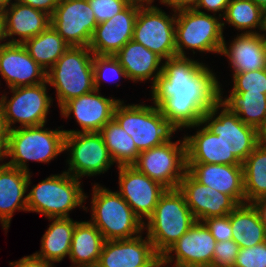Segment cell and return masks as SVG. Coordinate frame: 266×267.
Returning <instances> with one entry per match:
<instances>
[{"label":"cell","instance_id":"cell-26","mask_svg":"<svg viewBox=\"0 0 266 267\" xmlns=\"http://www.w3.org/2000/svg\"><path fill=\"white\" fill-rule=\"evenodd\" d=\"M220 54L228 57L233 73H243L266 68L262 34L241 33L227 47L225 40Z\"/></svg>","mask_w":266,"mask_h":267},{"label":"cell","instance_id":"cell-19","mask_svg":"<svg viewBox=\"0 0 266 267\" xmlns=\"http://www.w3.org/2000/svg\"><path fill=\"white\" fill-rule=\"evenodd\" d=\"M178 189L198 222L226 216L238 206L229 195L199 183L188 171L181 179Z\"/></svg>","mask_w":266,"mask_h":267},{"label":"cell","instance_id":"cell-48","mask_svg":"<svg viewBox=\"0 0 266 267\" xmlns=\"http://www.w3.org/2000/svg\"><path fill=\"white\" fill-rule=\"evenodd\" d=\"M127 1L131 4H136L139 6H152V3L154 2V0H127Z\"/></svg>","mask_w":266,"mask_h":267},{"label":"cell","instance_id":"cell-27","mask_svg":"<svg viewBox=\"0 0 266 267\" xmlns=\"http://www.w3.org/2000/svg\"><path fill=\"white\" fill-rule=\"evenodd\" d=\"M232 240L239 248H248L266 241V227L253 203L238 205L229 214Z\"/></svg>","mask_w":266,"mask_h":267},{"label":"cell","instance_id":"cell-40","mask_svg":"<svg viewBox=\"0 0 266 267\" xmlns=\"http://www.w3.org/2000/svg\"><path fill=\"white\" fill-rule=\"evenodd\" d=\"M239 245L234 240L216 242L212 267H234Z\"/></svg>","mask_w":266,"mask_h":267},{"label":"cell","instance_id":"cell-22","mask_svg":"<svg viewBox=\"0 0 266 267\" xmlns=\"http://www.w3.org/2000/svg\"><path fill=\"white\" fill-rule=\"evenodd\" d=\"M1 16L4 39L12 37V40L7 41V43L23 44L26 40L46 30L51 23V16L47 13L21 4L16 0L1 11ZM14 35L19 36V38H13Z\"/></svg>","mask_w":266,"mask_h":267},{"label":"cell","instance_id":"cell-20","mask_svg":"<svg viewBox=\"0 0 266 267\" xmlns=\"http://www.w3.org/2000/svg\"><path fill=\"white\" fill-rule=\"evenodd\" d=\"M0 75L10 88L47 81V71L29 55L21 43L5 42L0 46Z\"/></svg>","mask_w":266,"mask_h":267},{"label":"cell","instance_id":"cell-41","mask_svg":"<svg viewBox=\"0 0 266 267\" xmlns=\"http://www.w3.org/2000/svg\"><path fill=\"white\" fill-rule=\"evenodd\" d=\"M203 223L210 230L216 242L232 240V226L229 215L208 218Z\"/></svg>","mask_w":266,"mask_h":267},{"label":"cell","instance_id":"cell-11","mask_svg":"<svg viewBox=\"0 0 266 267\" xmlns=\"http://www.w3.org/2000/svg\"><path fill=\"white\" fill-rule=\"evenodd\" d=\"M132 166L167 189H177L187 171L185 139L171 142L170 138L140 152Z\"/></svg>","mask_w":266,"mask_h":267},{"label":"cell","instance_id":"cell-54","mask_svg":"<svg viewBox=\"0 0 266 267\" xmlns=\"http://www.w3.org/2000/svg\"><path fill=\"white\" fill-rule=\"evenodd\" d=\"M263 31L266 32V10L264 11V28Z\"/></svg>","mask_w":266,"mask_h":267},{"label":"cell","instance_id":"cell-21","mask_svg":"<svg viewBox=\"0 0 266 267\" xmlns=\"http://www.w3.org/2000/svg\"><path fill=\"white\" fill-rule=\"evenodd\" d=\"M139 5L129 3L111 19L97 24L88 48L95 55H115L133 39Z\"/></svg>","mask_w":266,"mask_h":267},{"label":"cell","instance_id":"cell-42","mask_svg":"<svg viewBox=\"0 0 266 267\" xmlns=\"http://www.w3.org/2000/svg\"><path fill=\"white\" fill-rule=\"evenodd\" d=\"M229 3L230 0H198L195 6V10L201 11L200 8H204L208 12H215V15L216 12L223 11V14L219 13V17H222L226 12Z\"/></svg>","mask_w":266,"mask_h":267},{"label":"cell","instance_id":"cell-45","mask_svg":"<svg viewBox=\"0 0 266 267\" xmlns=\"http://www.w3.org/2000/svg\"><path fill=\"white\" fill-rule=\"evenodd\" d=\"M198 0H161V4L172 7L174 13L182 10L195 9Z\"/></svg>","mask_w":266,"mask_h":267},{"label":"cell","instance_id":"cell-38","mask_svg":"<svg viewBox=\"0 0 266 267\" xmlns=\"http://www.w3.org/2000/svg\"><path fill=\"white\" fill-rule=\"evenodd\" d=\"M234 267H266V241L248 248H239Z\"/></svg>","mask_w":266,"mask_h":267},{"label":"cell","instance_id":"cell-12","mask_svg":"<svg viewBox=\"0 0 266 267\" xmlns=\"http://www.w3.org/2000/svg\"><path fill=\"white\" fill-rule=\"evenodd\" d=\"M175 23L176 12L171 17L157 6H139L133 40L164 60L176 57Z\"/></svg>","mask_w":266,"mask_h":267},{"label":"cell","instance_id":"cell-35","mask_svg":"<svg viewBox=\"0 0 266 267\" xmlns=\"http://www.w3.org/2000/svg\"><path fill=\"white\" fill-rule=\"evenodd\" d=\"M223 18L237 30L250 29L243 33H258L252 30L264 28V11L251 0H230Z\"/></svg>","mask_w":266,"mask_h":267},{"label":"cell","instance_id":"cell-3","mask_svg":"<svg viewBox=\"0 0 266 267\" xmlns=\"http://www.w3.org/2000/svg\"><path fill=\"white\" fill-rule=\"evenodd\" d=\"M45 124L32 127H18L8 131L6 164L26 171L27 161L48 163L65 151L64 130L45 129Z\"/></svg>","mask_w":266,"mask_h":267},{"label":"cell","instance_id":"cell-53","mask_svg":"<svg viewBox=\"0 0 266 267\" xmlns=\"http://www.w3.org/2000/svg\"><path fill=\"white\" fill-rule=\"evenodd\" d=\"M266 33L262 34V40H263V46H264V52H265V56H266Z\"/></svg>","mask_w":266,"mask_h":267},{"label":"cell","instance_id":"cell-49","mask_svg":"<svg viewBox=\"0 0 266 267\" xmlns=\"http://www.w3.org/2000/svg\"><path fill=\"white\" fill-rule=\"evenodd\" d=\"M259 136L262 142H266V122L261 128V130L259 131Z\"/></svg>","mask_w":266,"mask_h":267},{"label":"cell","instance_id":"cell-4","mask_svg":"<svg viewBox=\"0 0 266 267\" xmlns=\"http://www.w3.org/2000/svg\"><path fill=\"white\" fill-rule=\"evenodd\" d=\"M92 196L90 222L100 231L105 241L131 239L142 233L144 223L118 191L113 192L96 183Z\"/></svg>","mask_w":266,"mask_h":267},{"label":"cell","instance_id":"cell-47","mask_svg":"<svg viewBox=\"0 0 266 267\" xmlns=\"http://www.w3.org/2000/svg\"><path fill=\"white\" fill-rule=\"evenodd\" d=\"M253 204L258 209L262 222L266 227V197L256 200Z\"/></svg>","mask_w":266,"mask_h":267},{"label":"cell","instance_id":"cell-46","mask_svg":"<svg viewBox=\"0 0 266 267\" xmlns=\"http://www.w3.org/2000/svg\"><path fill=\"white\" fill-rule=\"evenodd\" d=\"M7 135L8 130L0 120V161L7 157Z\"/></svg>","mask_w":266,"mask_h":267},{"label":"cell","instance_id":"cell-14","mask_svg":"<svg viewBox=\"0 0 266 267\" xmlns=\"http://www.w3.org/2000/svg\"><path fill=\"white\" fill-rule=\"evenodd\" d=\"M50 25L70 46L88 47L97 22L88 0H61Z\"/></svg>","mask_w":266,"mask_h":267},{"label":"cell","instance_id":"cell-13","mask_svg":"<svg viewBox=\"0 0 266 267\" xmlns=\"http://www.w3.org/2000/svg\"><path fill=\"white\" fill-rule=\"evenodd\" d=\"M66 150L71 155L66 172L77 179L104 173L114 163L99 132L66 134Z\"/></svg>","mask_w":266,"mask_h":267},{"label":"cell","instance_id":"cell-34","mask_svg":"<svg viewBox=\"0 0 266 267\" xmlns=\"http://www.w3.org/2000/svg\"><path fill=\"white\" fill-rule=\"evenodd\" d=\"M114 163L119 166H132L140 151L132 137L112 118L99 132Z\"/></svg>","mask_w":266,"mask_h":267},{"label":"cell","instance_id":"cell-29","mask_svg":"<svg viewBox=\"0 0 266 267\" xmlns=\"http://www.w3.org/2000/svg\"><path fill=\"white\" fill-rule=\"evenodd\" d=\"M105 239L90 221L75 225L69 259L74 265L96 267Z\"/></svg>","mask_w":266,"mask_h":267},{"label":"cell","instance_id":"cell-15","mask_svg":"<svg viewBox=\"0 0 266 267\" xmlns=\"http://www.w3.org/2000/svg\"><path fill=\"white\" fill-rule=\"evenodd\" d=\"M216 240L203 222L194 225L161 256L163 265L174 267H212ZM175 252L176 255H171Z\"/></svg>","mask_w":266,"mask_h":267},{"label":"cell","instance_id":"cell-37","mask_svg":"<svg viewBox=\"0 0 266 267\" xmlns=\"http://www.w3.org/2000/svg\"><path fill=\"white\" fill-rule=\"evenodd\" d=\"M233 92L266 94V68L243 73H233Z\"/></svg>","mask_w":266,"mask_h":267},{"label":"cell","instance_id":"cell-6","mask_svg":"<svg viewBox=\"0 0 266 267\" xmlns=\"http://www.w3.org/2000/svg\"><path fill=\"white\" fill-rule=\"evenodd\" d=\"M79 180L66 171L42 180L27 194V211L58 218L69 217V212L78 206L87 210L82 205L87 196Z\"/></svg>","mask_w":266,"mask_h":267},{"label":"cell","instance_id":"cell-1","mask_svg":"<svg viewBox=\"0 0 266 267\" xmlns=\"http://www.w3.org/2000/svg\"><path fill=\"white\" fill-rule=\"evenodd\" d=\"M206 65L186 57L162 63L152 88L154 105L175 130L203 126L205 112L219 99V81Z\"/></svg>","mask_w":266,"mask_h":267},{"label":"cell","instance_id":"cell-10","mask_svg":"<svg viewBox=\"0 0 266 267\" xmlns=\"http://www.w3.org/2000/svg\"><path fill=\"white\" fill-rule=\"evenodd\" d=\"M48 81L36 85L9 88L13 93L10 100L7 95L0 98V120L7 130L13 124L21 127H32L45 124L52 98L47 94ZM12 126V127H11Z\"/></svg>","mask_w":266,"mask_h":267},{"label":"cell","instance_id":"cell-7","mask_svg":"<svg viewBox=\"0 0 266 267\" xmlns=\"http://www.w3.org/2000/svg\"><path fill=\"white\" fill-rule=\"evenodd\" d=\"M113 118L132 137L140 152L167 142L176 132L156 105H124L120 101Z\"/></svg>","mask_w":266,"mask_h":267},{"label":"cell","instance_id":"cell-23","mask_svg":"<svg viewBox=\"0 0 266 267\" xmlns=\"http://www.w3.org/2000/svg\"><path fill=\"white\" fill-rule=\"evenodd\" d=\"M187 171L201 184L245 204L243 165L186 164Z\"/></svg>","mask_w":266,"mask_h":267},{"label":"cell","instance_id":"cell-18","mask_svg":"<svg viewBox=\"0 0 266 267\" xmlns=\"http://www.w3.org/2000/svg\"><path fill=\"white\" fill-rule=\"evenodd\" d=\"M161 257L142 233L131 239L105 241L96 267H156Z\"/></svg>","mask_w":266,"mask_h":267},{"label":"cell","instance_id":"cell-16","mask_svg":"<svg viewBox=\"0 0 266 267\" xmlns=\"http://www.w3.org/2000/svg\"><path fill=\"white\" fill-rule=\"evenodd\" d=\"M118 192L130 205L134 214L143 222L148 219L160 197L167 190L162 184L152 180L134 166H119Z\"/></svg>","mask_w":266,"mask_h":267},{"label":"cell","instance_id":"cell-44","mask_svg":"<svg viewBox=\"0 0 266 267\" xmlns=\"http://www.w3.org/2000/svg\"><path fill=\"white\" fill-rule=\"evenodd\" d=\"M11 267H53L50 262L37 257L35 254L24 256L18 261L10 262Z\"/></svg>","mask_w":266,"mask_h":267},{"label":"cell","instance_id":"cell-30","mask_svg":"<svg viewBox=\"0 0 266 267\" xmlns=\"http://www.w3.org/2000/svg\"><path fill=\"white\" fill-rule=\"evenodd\" d=\"M48 219L54 220L42 237L41 251L34 254L53 265L70 255L73 231L78 222L70 217Z\"/></svg>","mask_w":266,"mask_h":267},{"label":"cell","instance_id":"cell-5","mask_svg":"<svg viewBox=\"0 0 266 267\" xmlns=\"http://www.w3.org/2000/svg\"><path fill=\"white\" fill-rule=\"evenodd\" d=\"M93 55L88 47L70 46L47 71V81L56 89L59 107L95 90Z\"/></svg>","mask_w":266,"mask_h":267},{"label":"cell","instance_id":"cell-32","mask_svg":"<svg viewBox=\"0 0 266 267\" xmlns=\"http://www.w3.org/2000/svg\"><path fill=\"white\" fill-rule=\"evenodd\" d=\"M29 55L46 71L67 51L70 45L50 25L23 43Z\"/></svg>","mask_w":266,"mask_h":267},{"label":"cell","instance_id":"cell-39","mask_svg":"<svg viewBox=\"0 0 266 267\" xmlns=\"http://www.w3.org/2000/svg\"><path fill=\"white\" fill-rule=\"evenodd\" d=\"M88 2L97 24L111 19L129 4L127 0H88Z\"/></svg>","mask_w":266,"mask_h":267},{"label":"cell","instance_id":"cell-52","mask_svg":"<svg viewBox=\"0 0 266 267\" xmlns=\"http://www.w3.org/2000/svg\"><path fill=\"white\" fill-rule=\"evenodd\" d=\"M11 3V0H0V12Z\"/></svg>","mask_w":266,"mask_h":267},{"label":"cell","instance_id":"cell-43","mask_svg":"<svg viewBox=\"0 0 266 267\" xmlns=\"http://www.w3.org/2000/svg\"><path fill=\"white\" fill-rule=\"evenodd\" d=\"M17 2L41 10L52 15L59 4V0H16Z\"/></svg>","mask_w":266,"mask_h":267},{"label":"cell","instance_id":"cell-36","mask_svg":"<svg viewBox=\"0 0 266 267\" xmlns=\"http://www.w3.org/2000/svg\"><path fill=\"white\" fill-rule=\"evenodd\" d=\"M94 88L99 91L101 81H118L127 78L124 68L113 55H93ZM113 80V81H112Z\"/></svg>","mask_w":266,"mask_h":267},{"label":"cell","instance_id":"cell-25","mask_svg":"<svg viewBox=\"0 0 266 267\" xmlns=\"http://www.w3.org/2000/svg\"><path fill=\"white\" fill-rule=\"evenodd\" d=\"M114 57L124 68L127 79L133 82L153 78L151 79L153 86L162 73L161 61L163 59L133 39L128 41Z\"/></svg>","mask_w":266,"mask_h":267},{"label":"cell","instance_id":"cell-9","mask_svg":"<svg viewBox=\"0 0 266 267\" xmlns=\"http://www.w3.org/2000/svg\"><path fill=\"white\" fill-rule=\"evenodd\" d=\"M220 108L221 113L216 117ZM201 123L224 143L228 152V165H242L261 142L257 129L246 125L219 101L204 113Z\"/></svg>","mask_w":266,"mask_h":267},{"label":"cell","instance_id":"cell-50","mask_svg":"<svg viewBox=\"0 0 266 267\" xmlns=\"http://www.w3.org/2000/svg\"><path fill=\"white\" fill-rule=\"evenodd\" d=\"M253 1L258 7H260L263 11L266 10V0H251Z\"/></svg>","mask_w":266,"mask_h":267},{"label":"cell","instance_id":"cell-55","mask_svg":"<svg viewBox=\"0 0 266 267\" xmlns=\"http://www.w3.org/2000/svg\"><path fill=\"white\" fill-rule=\"evenodd\" d=\"M165 267V265H163V263L162 262H160L156 267ZM168 267V266H167Z\"/></svg>","mask_w":266,"mask_h":267},{"label":"cell","instance_id":"cell-31","mask_svg":"<svg viewBox=\"0 0 266 267\" xmlns=\"http://www.w3.org/2000/svg\"><path fill=\"white\" fill-rule=\"evenodd\" d=\"M220 86L218 101L246 125L260 131L266 122V94L231 91L228 98L222 99Z\"/></svg>","mask_w":266,"mask_h":267},{"label":"cell","instance_id":"cell-24","mask_svg":"<svg viewBox=\"0 0 266 267\" xmlns=\"http://www.w3.org/2000/svg\"><path fill=\"white\" fill-rule=\"evenodd\" d=\"M30 174L6 163L0 164V222L6 231L16 210L27 211L25 193L31 184Z\"/></svg>","mask_w":266,"mask_h":267},{"label":"cell","instance_id":"cell-8","mask_svg":"<svg viewBox=\"0 0 266 267\" xmlns=\"http://www.w3.org/2000/svg\"><path fill=\"white\" fill-rule=\"evenodd\" d=\"M215 14H207L195 9L176 12L175 44L176 54L186 57L184 49L220 54L223 45L224 22Z\"/></svg>","mask_w":266,"mask_h":267},{"label":"cell","instance_id":"cell-33","mask_svg":"<svg viewBox=\"0 0 266 267\" xmlns=\"http://www.w3.org/2000/svg\"><path fill=\"white\" fill-rule=\"evenodd\" d=\"M245 203L266 197V142H260L242 163Z\"/></svg>","mask_w":266,"mask_h":267},{"label":"cell","instance_id":"cell-51","mask_svg":"<svg viewBox=\"0 0 266 267\" xmlns=\"http://www.w3.org/2000/svg\"><path fill=\"white\" fill-rule=\"evenodd\" d=\"M4 41V35H3V20L0 12V42ZM4 43H0V46H2Z\"/></svg>","mask_w":266,"mask_h":267},{"label":"cell","instance_id":"cell-17","mask_svg":"<svg viewBox=\"0 0 266 267\" xmlns=\"http://www.w3.org/2000/svg\"><path fill=\"white\" fill-rule=\"evenodd\" d=\"M120 101L104 97L98 90L70 99L60 107L61 115L68 118L73 113L82 130H64V133L100 132L113 118L115 107Z\"/></svg>","mask_w":266,"mask_h":267},{"label":"cell","instance_id":"cell-56","mask_svg":"<svg viewBox=\"0 0 266 267\" xmlns=\"http://www.w3.org/2000/svg\"><path fill=\"white\" fill-rule=\"evenodd\" d=\"M74 267H90V266L75 265Z\"/></svg>","mask_w":266,"mask_h":267},{"label":"cell","instance_id":"cell-28","mask_svg":"<svg viewBox=\"0 0 266 267\" xmlns=\"http://www.w3.org/2000/svg\"><path fill=\"white\" fill-rule=\"evenodd\" d=\"M186 144V164H226L227 149L217 135L205 126L195 135L184 136Z\"/></svg>","mask_w":266,"mask_h":267},{"label":"cell","instance_id":"cell-2","mask_svg":"<svg viewBox=\"0 0 266 267\" xmlns=\"http://www.w3.org/2000/svg\"><path fill=\"white\" fill-rule=\"evenodd\" d=\"M196 222L179 189H167L144 223L147 237L161 257Z\"/></svg>","mask_w":266,"mask_h":267}]
</instances>
